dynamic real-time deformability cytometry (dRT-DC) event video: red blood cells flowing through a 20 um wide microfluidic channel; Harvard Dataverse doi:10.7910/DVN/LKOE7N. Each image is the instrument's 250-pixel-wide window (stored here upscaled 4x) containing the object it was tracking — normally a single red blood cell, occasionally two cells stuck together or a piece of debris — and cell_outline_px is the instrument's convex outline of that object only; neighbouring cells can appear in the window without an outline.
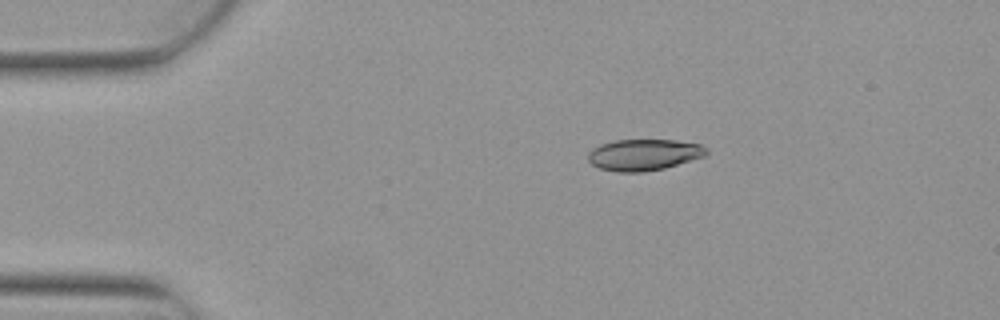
{"species": "Egyptian fruit bat (a non-hibernating species)", "species_latin": "Rousettus aegyptiacus", "temperature_condition": "warm", "stored_images_in_passage": 6, "camera_frame_rate_fps": 3000, "um_per_image_px": 0.085, "animal": {"sex": "female"}, "frame": {"image": 1, "passage_image": 3, "time_ms": 0.667, "image_size_px": [1000, 320], "cell_outline_px": [[708, 152], [704, 156], [664, 168], [644, 172], [616, 172], [600, 168], [592, 164], [588, 160], [588, 152], [592, 148], [600, 144], [616, 140], [676, 140], [700, 144], [708, 148]], "centroid_in_image_um": [54.71, 13.15], "position_along_channel_um": 30.3, "area_um2": 21.62}}
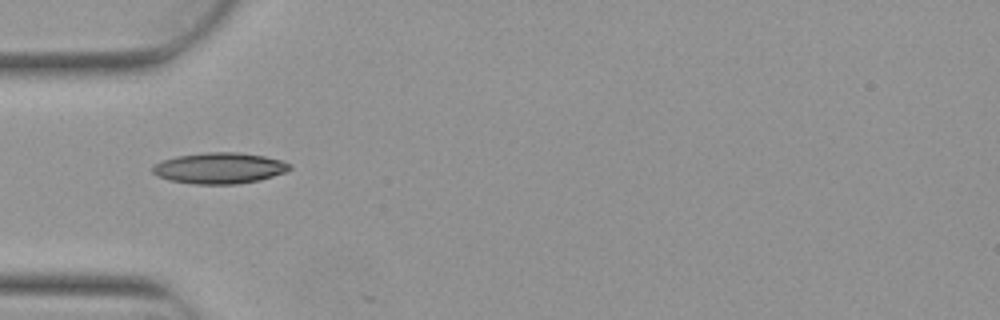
{"frame": {"image": 2, "passage_image": 5, "time_ms": 1.333, "image_size_px": [1000, 320], "cell_outline_px": [[292, 168], [288, 172], [260, 180], [236, 184], [196, 184], [168, 180], [156, 176], [152, 172], [152, 168], [156, 164], [164, 160], [176, 156], [204, 152], [240, 152], [264, 156], [280, 160], [292, 164]], "centroid_in_image_um": [18.69, 14.29], "position_along_channel_um": 66.3, "area_um2": 24.97}}
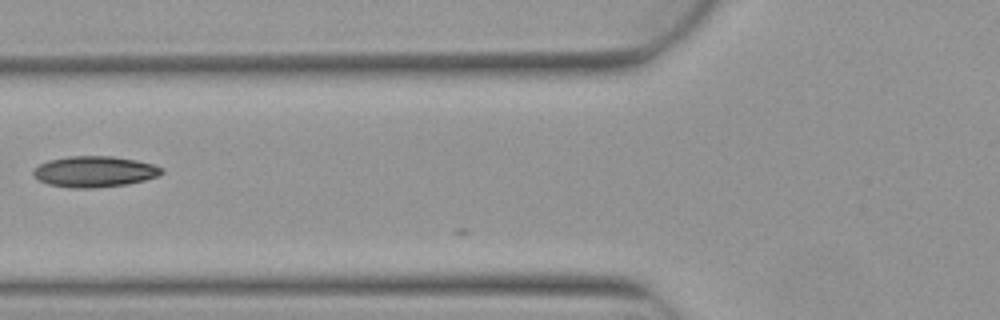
{"frame": {"image": 3, "passage_image": 6, "time_ms": 1.667, "image_size_px": [1000, 320], "cell_outline_px": [[164, 172], [160, 176], [128, 184], [92, 188], [72, 188], [48, 184], [40, 180], [32, 172], [32, 168], [48, 160], [68, 156], [112, 156], [136, 160], [152, 164], [164, 168]], "centroid_in_image_um": [8.05, 14.58], "position_along_channel_um": 117.7, "area_um2": 23.24}}